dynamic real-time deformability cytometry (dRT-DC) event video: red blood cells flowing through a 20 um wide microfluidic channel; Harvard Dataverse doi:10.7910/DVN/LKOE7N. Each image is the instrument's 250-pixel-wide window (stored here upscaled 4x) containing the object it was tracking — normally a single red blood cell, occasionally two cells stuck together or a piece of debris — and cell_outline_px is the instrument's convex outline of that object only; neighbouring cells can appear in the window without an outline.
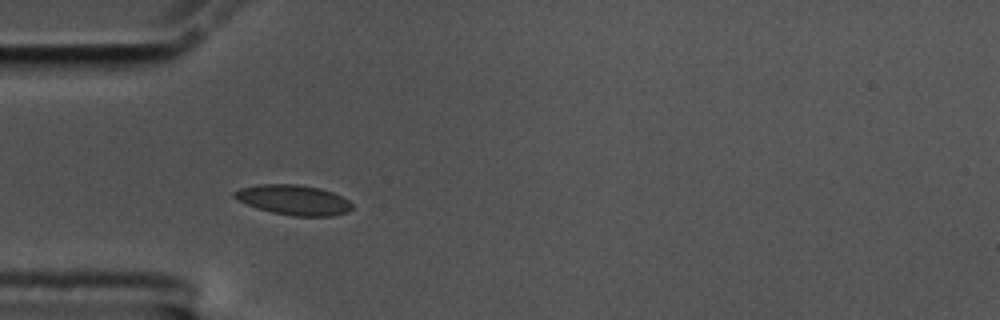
{"species": "common noctule bat (a hibernating species)", "species_latin": "Nyctalus noctula", "temperature_condition": "cold", "stored_images_in_passage": 41, "camera_frame_rate_fps": 3000, "um_per_image_px": 0.085, "animal": {"sex": "male", "body_mass_g": 17.5, "forearm_length_mm": 52.3}, "frame": {"image": 1, "passage_image": 1, "time_ms": 0.0, "image_size_px": [1000, 320], "cell_outline_px": [[352, 208], [348, 212], [332, 216], [292, 216], [272, 212], [256, 208], [236, 200], [232, 196], [232, 192], [240, 188], [260, 184], [296, 184], [320, 188], [332, 192], [348, 200], [352, 204]], "centroid_in_image_um": [24.92, 16.99], "position_along_channel_um": 60.1, "area_um2": 20.69}}
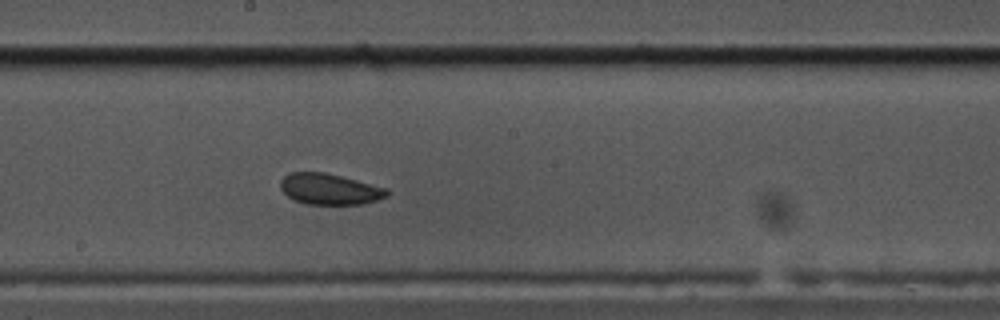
{"frame": {"image": 2, "passage_image": 15, "time_ms": 4.667, "image_size_px": [1000, 320], "cell_outline_px": [[388, 196], [364, 204], [304, 204], [288, 196], [280, 188], [280, 180], [288, 172], [324, 172], [388, 188]], "centroid_in_image_um": [28.0, 16.07], "position_along_channel_um": 220.2, "area_um2": 19.19}}
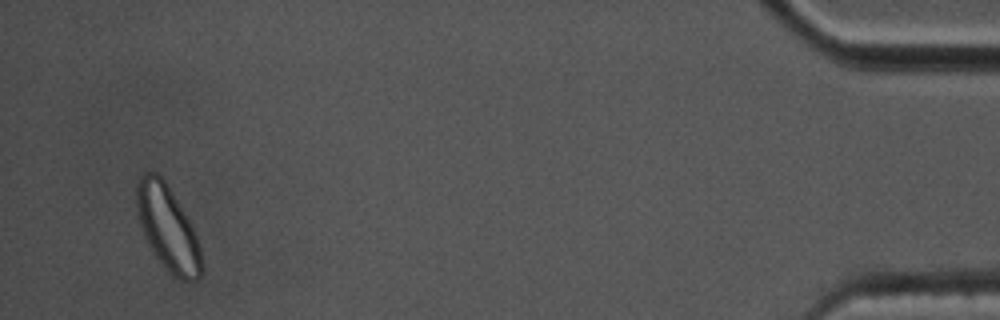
{"frame": {"image": 3, "passage_image": 39, "time_ms": 12.667, "image_size_px": [1000, 320], "cell_outline_px": [[200, 276], [196, 280], [180, 280], [172, 276], [168, 272], [156, 256], [148, 244], [144, 236], [140, 224], [136, 208], [136, 184], [140, 176], [144, 172], [156, 172], [164, 180], [172, 192], [188, 220], [196, 236], [200, 248]], "centroid_in_image_um": [14.21, 19.37], "position_along_channel_um": 421.0, "area_um2": 31.5}}